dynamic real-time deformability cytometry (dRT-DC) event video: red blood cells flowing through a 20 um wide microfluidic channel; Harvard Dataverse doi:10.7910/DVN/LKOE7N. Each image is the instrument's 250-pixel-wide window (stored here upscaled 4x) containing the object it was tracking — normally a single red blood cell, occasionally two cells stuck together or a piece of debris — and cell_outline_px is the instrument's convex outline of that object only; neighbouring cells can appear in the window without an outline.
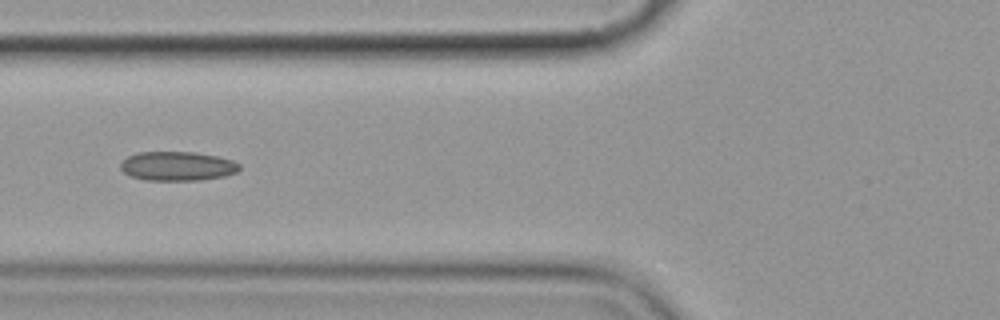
{"species": "common noctule bat (a hibernating species)", "species_latin": "Nyctalus noctula", "temperature_condition": "cold", "stored_images_in_passage": 10, "camera_frame_rate_fps": 3000, "um_per_image_px": 0.085, "animal": {"sex": "female", "body_mass_g": 19.9}, "frame": {"image": 1, "passage_image": 6, "time_ms": 6.0, "image_size_px": [1000, 320], "cell_outline_px": [[240, 168], [236, 172], [224, 176], [200, 180], [144, 180], [132, 176], [124, 172], [120, 168], [120, 164], [128, 156], [140, 152], [196, 152], [216, 156], [232, 160], [240, 164]], "centroid_in_image_um": [15.09, 14.12], "position_along_channel_um": 110.7, "area_um2": 20.11}}
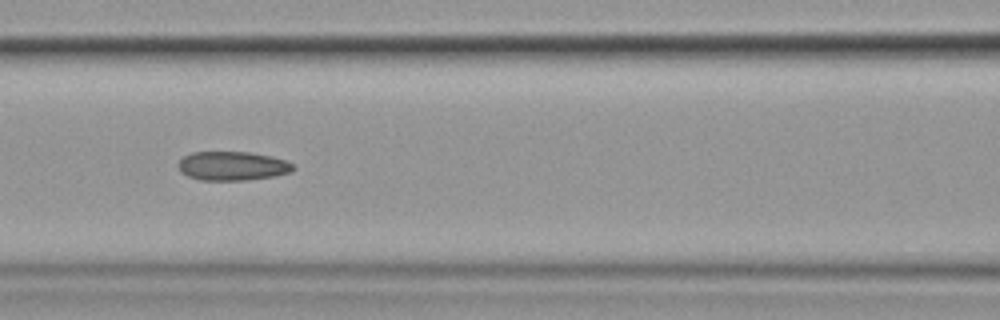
{"frame": {"image": 2, "passage_image": 7, "time_ms": 7.0, "image_size_px": [1000, 320], "cell_outline_px": [[296, 168], [292, 172], [276, 176], [244, 180], [200, 180], [188, 176], [180, 172], [176, 164], [184, 156], [192, 152], [252, 152], [272, 156], [296, 164]], "centroid_in_image_um": [19.78, 14.1], "position_along_channel_um": 146.8, "area_um2": 19.71}}
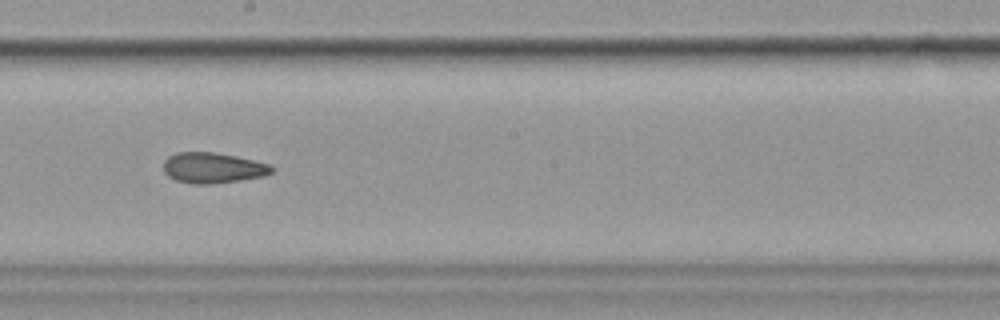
{"frame": {"image": 3, "passage_image": 9, "time_ms": 9.333, "image_size_px": [1000, 320], "cell_outline_px": [[272, 172], [264, 176], [240, 180], [212, 184], [192, 184], [176, 180], [168, 176], [164, 172], [164, 160], [168, 156], [176, 152], [212, 152], [236, 156], [268, 164], [272, 168]], "centroid_in_image_um": [18.05, 14.27], "position_along_channel_um": 230.2, "area_um2": 19.19}}